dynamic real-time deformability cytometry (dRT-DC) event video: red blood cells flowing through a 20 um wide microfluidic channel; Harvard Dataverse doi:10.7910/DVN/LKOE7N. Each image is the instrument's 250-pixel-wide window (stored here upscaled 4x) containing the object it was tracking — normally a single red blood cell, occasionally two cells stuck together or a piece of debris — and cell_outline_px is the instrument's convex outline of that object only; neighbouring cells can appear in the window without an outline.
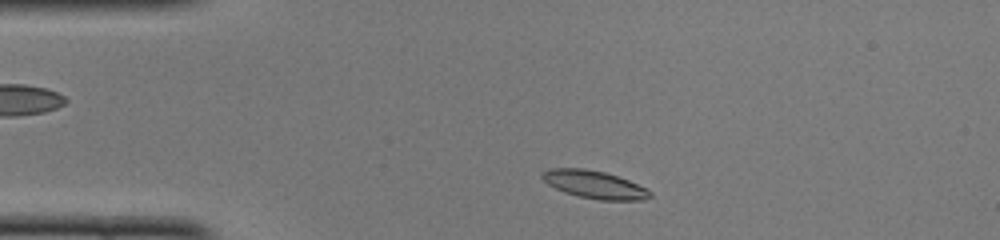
{"species": "common noctule bat (a hibernating species)", "species_latin": "Nyctalus noctula", "temperature_condition": "cold", "stored_images_in_passage": 43, "camera_frame_rate_fps": 3000, "um_per_image_px": 0.085, "animal": {"sex": "female", "body_mass_g": 22.0, "forearm_length_mm": 56.7}, "frame": {"image": 1, "passage_image": 4, "time_ms": 1.0, "image_size_px": [1000, 240], "cell_outline_px": [[652, 196], [644, 200], [600, 200], [576, 196], [564, 192], [548, 184], [540, 176], [540, 172], [548, 168], [584, 168], [604, 172], [628, 180], [652, 192]], "centroid_in_image_um": [50.48, 15.68], "position_along_channel_um": 34.5, "area_um2": 17.46}}
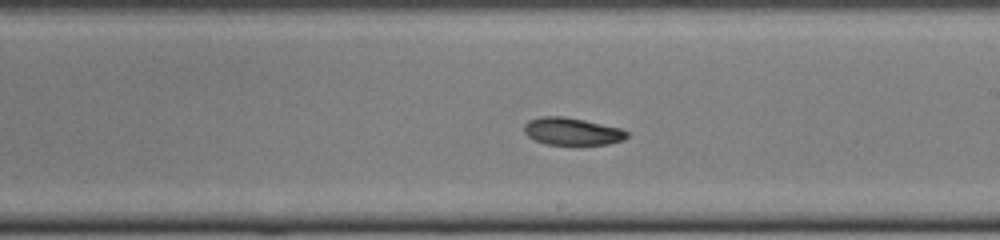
{"frame": {"image": 2, "passage_image": 22, "time_ms": 7.0, "image_size_px": [1000, 240], "cell_outline_px": [[628, 136], [624, 140], [608, 144], [548, 144], [536, 140], [528, 136], [524, 132], [524, 124], [528, 120], [540, 116], [560, 116], [584, 120], [620, 128], [628, 132]], "centroid_in_image_um": [48.62, 11.16], "position_along_channel_um": 240.4, "area_um2": 16.24}}
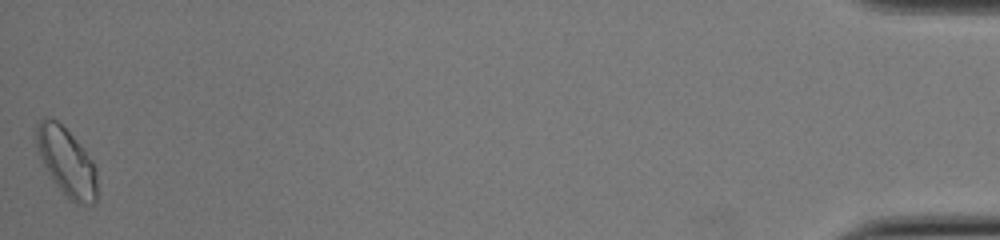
{"frame": {"image": 3, "passage_image": 43, "time_ms": 14.0, "image_size_px": [1000, 240], "cell_outline_px": [[96, 200], [92, 204], [76, 204], [52, 180], [36, 148], [36, 124], [44, 116], [48, 116], [56, 120], [76, 140], [92, 160], [96, 168]], "centroid_in_image_um": [5.64, 13.73], "position_along_channel_um": 429.6, "area_um2": 23.7}, "authors_computed_cell_mechanics": {"area_um2": 16.9932, "velocity_mm_per_s": 4.0497, "shape_relaxation_time_tau1_ms": null, "shape_relaxation_time_tau2_ms": 3.1705, "deformation_change_tau1": null, "deformation_change_tau2": 0.0811}}